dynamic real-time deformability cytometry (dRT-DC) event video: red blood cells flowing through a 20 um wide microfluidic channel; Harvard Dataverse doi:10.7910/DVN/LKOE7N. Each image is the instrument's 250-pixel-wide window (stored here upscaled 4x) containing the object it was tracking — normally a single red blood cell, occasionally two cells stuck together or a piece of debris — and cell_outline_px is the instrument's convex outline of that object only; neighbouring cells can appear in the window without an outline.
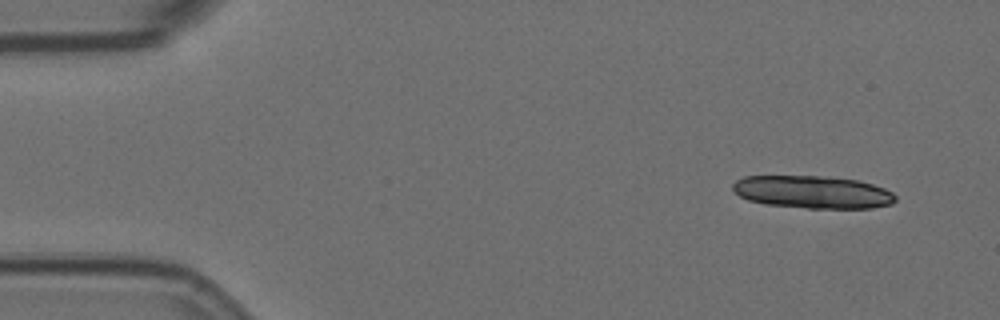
{"species": "Egyptian fruit bat (a non-hibernating species)", "species_latin": "Rousettus aegyptiacus", "temperature_condition": "room temperature", "stored_images_in_passage": 6, "segment_of_instrument_passage": [1, 2], "camera_frame_rate_fps": 3000, "um_per_image_px": 0.085, "animal": {"sex": "female"}, "frame": {"image": 1, "passage_image": 1, "time_ms": 0.0, "image_size_px": [1000, 320], "cell_outline_px": [[896, 200], [892, 204], [872, 208], [808, 208], [764, 204], [748, 200], [740, 196], [732, 188], [732, 184], [736, 180], [744, 176], [820, 176], [860, 180], [884, 188], [892, 192], [896, 196]], "centroid_in_image_um": [69.08, 16.32], "position_along_channel_um": 15.9, "area_um2": 31.04}}